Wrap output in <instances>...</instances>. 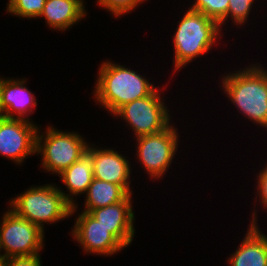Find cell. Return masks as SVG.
I'll use <instances>...</instances> for the list:
<instances>
[{
  "mask_svg": "<svg viewBox=\"0 0 267 266\" xmlns=\"http://www.w3.org/2000/svg\"><path fill=\"white\" fill-rule=\"evenodd\" d=\"M258 174L257 193L260 197V202L267 209V165Z\"/></svg>",
  "mask_w": 267,
  "mask_h": 266,
  "instance_id": "cell-23",
  "label": "cell"
},
{
  "mask_svg": "<svg viewBox=\"0 0 267 266\" xmlns=\"http://www.w3.org/2000/svg\"><path fill=\"white\" fill-rule=\"evenodd\" d=\"M253 2L254 0H229L227 19L231 17L233 25H243L248 19Z\"/></svg>",
  "mask_w": 267,
  "mask_h": 266,
  "instance_id": "cell-20",
  "label": "cell"
},
{
  "mask_svg": "<svg viewBox=\"0 0 267 266\" xmlns=\"http://www.w3.org/2000/svg\"><path fill=\"white\" fill-rule=\"evenodd\" d=\"M160 91L156 89L149 96L124 104L113 116L125 120L136 138L162 132L171 125V116Z\"/></svg>",
  "mask_w": 267,
  "mask_h": 266,
  "instance_id": "cell-6",
  "label": "cell"
},
{
  "mask_svg": "<svg viewBox=\"0 0 267 266\" xmlns=\"http://www.w3.org/2000/svg\"><path fill=\"white\" fill-rule=\"evenodd\" d=\"M252 217L245 238L227 258L230 266H267V235L260 231L256 223V210Z\"/></svg>",
  "mask_w": 267,
  "mask_h": 266,
  "instance_id": "cell-14",
  "label": "cell"
},
{
  "mask_svg": "<svg viewBox=\"0 0 267 266\" xmlns=\"http://www.w3.org/2000/svg\"><path fill=\"white\" fill-rule=\"evenodd\" d=\"M234 72L223 75L222 91L240 113L267 130V70L252 64Z\"/></svg>",
  "mask_w": 267,
  "mask_h": 266,
  "instance_id": "cell-2",
  "label": "cell"
},
{
  "mask_svg": "<svg viewBox=\"0 0 267 266\" xmlns=\"http://www.w3.org/2000/svg\"><path fill=\"white\" fill-rule=\"evenodd\" d=\"M178 138L177 128L172 124L162 132L136 138V155L151 178L164 177L175 157Z\"/></svg>",
  "mask_w": 267,
  "mask_h": 266,
  "instance_id": "cell-8",
  "label": "cell"
},
{
  "mask_svg": "<svg viewBox=\"0 0 267 266\" xmlns=\"http://www.w3.org/2000/svg\"><path fill=\"white\" fill-rule=\"evenodd\" d=\"M229 0H195L191 10L201 12L221 25L227 20Z\"/></svg>",
  "mask_w": 267,
  "mask_h": 266,
  "instance_id": "cell-18",
  "label": "cell"
},
{
  "mask_svg": "<svg viewBox=\"0 0 267 266\" xmlns=\"http://www.w3.org/2000/svg\"><path fill=\"white\" fill-rule=\"evenodd\" d=\"M98 72L93 91L95 102L111 115L124 104L149 96L157 89L141 74L111 61H104Z\"/></svg>",
  "mask_w": 267,
  "mask_h": 266,
  "instance_id": "cell-1",
  "label": "cell"
},
{
  "mask_svg": "<svg viewBox=\"0 0 267 266\" xmlns=\"http://www.w3.org/2000/svg\"><path fill=\"white\" fill-rule=\"evenodd\" d=\"M40 133L38 128L36 153L42 156L41 167L46 172L59 175L87 152L89 143L77 132H64L48 126L45 133Z\"/></svg>",
  "mask_w": 267,
  "mask_h": 266,
  "instance_id": "cell-5",
  "label": "cell"
},
{
  "mask_svg": "<svg viewBox=\"0 0 267 266\" xmlns=\"http://www.w3.org/2000/svg\"><path fill=\"white\" fill-rule=\"evenodd\" d=\"M84 6L83 0H46L39 17L45 19L49 28L65 31L86 17Z\"/></svg>",
  "mask_w": 267,
  "mask_h": 266,
  "instance_id": "cell-15",
  "label": "cell"
},
{
  "mask_svg": "<svg viewBox=\"0 0 267 266\" xmlns=\"http://www.w3.org/2000/svg\"><path fill=\"white\" fill-rule=\"evenodd\" d=\"M71 230L73 239L82 246L86 253L110 256L123 250L125 247L87 212L78 214Z\"/></svg>",
  "mask_w": 267,
  "mask_h": 266,
  "instance_id": "cell-10",
  "label": "cell"
},
{
  "mask_svg": "<svg viewBox=\"0 0 267 266\" xmlns=\"http://www.w3.org/2000/svg\"><path fill=\"white\" fill-rule=\"evenodd\" d=\"M26 82L25 79L0 77L1 106L6 118L30 121L29 115L33 114L32 110L37 106V101L34 93L26 87Z\"/></svg>",
  "mask_w": 267,
  "mask_h": 266,
  "instance_id": "cell-13",
  "label": "cell"
},
{
  "mask_svg": "<svg viewBox=\"0 0 267 266\" xmlns=\"http://www.w3.org/2000/svg\"><path fill=\"white\" fill-rule=\"evenodd\" d=\"M0 223L1 258L38 255L44 247V231L8 209ZM2 250V251H1Z\"/></svg>",
  "mask_w": 267,
  "mask_h": 266,
  "instance_id": "cell-7",
  "label": "cell"
},
{
  "mask_svg": "<svg viewBox=\"0 0 267 266\" xmlns=\"http://www.w3.org/2000/svg\"><path fill=\"white\" fill-rule=\"evenodd\" d=\"M99 5L114 14L113 16L119 17L132 12L134 8L145 0H97Z\"/></svg>",
  "mask_w": 267,
  "mask_h": 266,
  "instance_id": "cell-21",
  "label": "cell"
},
{
  "mask_svg": "<svg viewBox=\"0 0 267 266\" xmlns=\"http://www.w3.org/2000/svg\"><path fill=\"white\" fill-rule=\"evenodd\" d=\"M10 210L19 217L36 224L42 231L43 223H56L72 216L77 206H72L59 187L54 184L32 186L9 201Z\"/></svg>",
  "mask_w": 267,
  "mask_h": 266,
  "instance_id": "cell-4",
  "label": "cell"
},
{
  "mask_svg": "<svg viewBox=\"0 0 267 266\" xmlns=\"http://www.w3.org/2000/svg\"><path fill=\"white\" fill-rule=\"evenodd\" d=\"M4 266H41L40 254L5 258Z\"/></svg>",
  "mask_w": 267,
  "mask_h": 266,
  "instance_id": "cell-22",
  "label": "cell"
},
{
  "mask_svg": "<svg viewBox=\"0 0 267 266\" xmlns=\"http://www.w3.org/2000/svg\"><path fill=\"white\" fill-rule=\"evenodd\" d=\"M58 176H60L62 183L66 186L68 193L70 192L66 194L59 188L64 198L72 206H76L77 203L73 200V196L86 193L94 178L92 156L88 152H85L79 160L74 162Z\"/></svg>",
  "mask_w": 267,
  "mask_h": 266,
  "instance_id": "cell-16",
  "label": "cell"
},
{
  "mask_svg": "<svg viewBox=\"0 0 267 266\" xmlns=\"http://www.w3.org/2000/svg\"><path fill=\"white\" fill-rule=\"evenodd\" d=\"M6 12L22 18H39L46 0H8Z\"/></svg>",
  "mask_w": 267,
  "mask_h": 266,
  "instance_id": "cell-19",
  "label": "cell"
},
{
  "mask_svg": "<svg viewBox=\"0 0 267 266\" xmlns=\"http://www.w3.org/2000/svg\"><path fill=\"white\" fill-rule=\"evenodd\" d=\"M132 195L129 194L123 201L105 207L92 209L89 214L126 248L133 242L135 235L134 212Z\"/></svg>",
  "mask_w": 267,
  "mask_h": 266,
  "instance_id": "cell-12",
  "label": "cell"
},
{
  "mask_svg": "<svg viewBox=\"0 0 267 266\" xmlns=\"http://www.w3.org/2000/svg\"><path fill=\"white\" fill-rule=\"evenodd\" d=\"M38 127L32 121L0 119V155L22 164L29 155L36 154Z\"/></svg>",
  "mask_w": 267,
  "mask_h": 266,
  "instance_id": "cell-9",
  "label": "cell"
},
{
  "mask_svg": "<svg viewBox=\"0 0 267 266\" xmlns=\"http://www.w3.org/2000/svg\"><path fill=\"white\" fill-rule=\"evenodd\" d=\"M129 194L117 184L93 178L86 192L84 212L123 201Z\"/></svg>",
  "mask_w": 267,
  "mask_h": 266,
  "instance_id": "cell-17",
  "label": "cell"
},
{
  "mask_svg": "<svg viewBox=\"0 0 267 266\" xmlns=\"http://www.w3.org/2000/svg\"><path fill=\"white\" fill-rule=\"evenodd\" d=\"M87 152L92 156L94 178L120 185L128 194H132L131 167L127 157L112 148L98 149L94 144L88 145Z\"/></svg>",
  "mask_w": 267,
  "mask_h": 266,
  "instance_id": "cell-11",
  "label": "cell"
},
{
  "mask_svg": "<svg viewBox=\"0 0 267 266\" xmlns=\"http://www.w3.org/2000/svg\"><path fill=\"white\" fill-rule=\"evenodd\" d=\"M3 117H5V116H4L3 108L1 106V99H0V119L3 118Z\"/></svg>",
  "mask_w": 267,
  "mask_h": 266,
  "instance_id": "cell-24",
  "label": "cell"
},
{
  "mask_svg": "<svg viewBox=\"0 0 267 266\" xmlns=\"http://www.w3.org/2000/svg\"><path fill=\"white\" fill-rule=\"evenodd\" d=\"M0 266H4V260L2 258L0 259Z\"/></svg>",
  "mask_w": 267,
  "mask_h": 266,
  "instance_id": "cell-25",
  "label": "cell"
},
{
  "mask_svg": "<svg viewBox=\"0 0 267 266\" xmlns=\"http://www.w3.org/2000/svg\"><path fill=\"white\" fill-rule=\"evenodd\" d=\"M184 14L173 36L175 72L207 53L223 36L220 25L203 13L188 8Z\"/></svg>",
  "mask_w": 267,
  "mask_h": 266,
  "instance_id": "cell-3",
  "label": "cell"
}]
</instances>
